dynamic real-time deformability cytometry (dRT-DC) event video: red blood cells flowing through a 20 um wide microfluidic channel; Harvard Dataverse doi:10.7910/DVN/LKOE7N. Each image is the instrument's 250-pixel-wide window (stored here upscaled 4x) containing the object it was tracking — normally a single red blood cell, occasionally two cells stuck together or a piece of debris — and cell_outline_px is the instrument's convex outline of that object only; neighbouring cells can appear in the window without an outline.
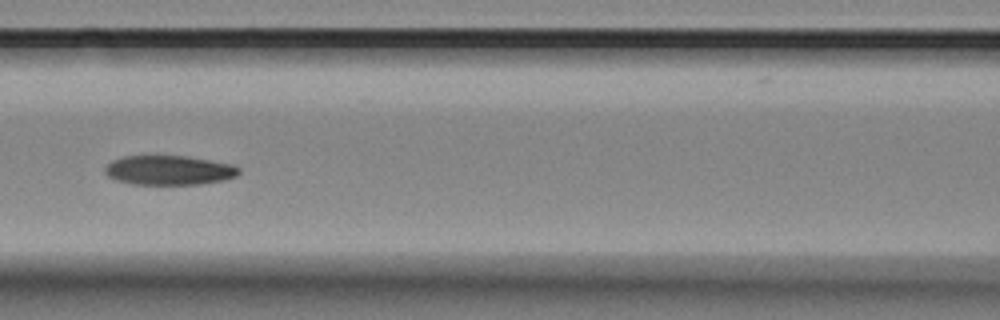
{"species": "Egyptian fruit bat (a non-hibernating species)", "species_latin": "Rousettus aegyptiacus", "temperature_condition": "room temperature", "stored_images_in_passage": 14, "segment_of_instrument_passage": [1, 2], "camera_frame_rate_fps": 3000, "um_per_image_px": 0.085, "animal": {"sex": "female"}, "frame": {"image": 1, "passage_image": 6, "time_ms": 1.667, "image_size_px": [1000, 320], "cell_outline_px": [[240, 172], [236, 176], [224, 180], [200, 184], [132, 184], [116, 180], [108, 176], [104, 172], [104, 168], [112, 160], [124, 156], [184, 156], [232, 164], [240, 168]], "centroid_in_image_um": [14.35, 14.47], "position_along_channel_um": 152.2, "area_um2": 22.89}}
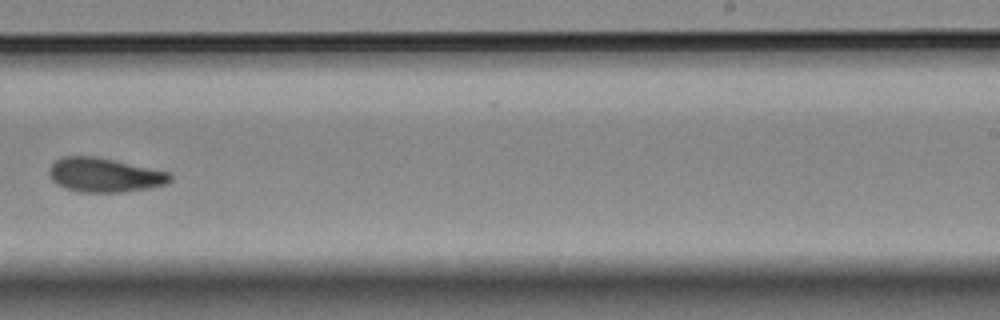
{"frame": {"image": 2, "passage_image": 9, "time_ms": 2.667, "image_size_px": [1000, 320], "cell_outline_px": [[172, 180], [168, 184], [148, 188], [124, 192], [80, 192], [64, 188], [56, 184], [52, 180], [48, 172], [48, 168], [56, 160], [64, 156], [96, 156], [168, 172], [172, 176]], "centroid_in_image_um": [8.86, 14.88], "position_along_channel_um": 280.1, "area_um2": 24.16}}
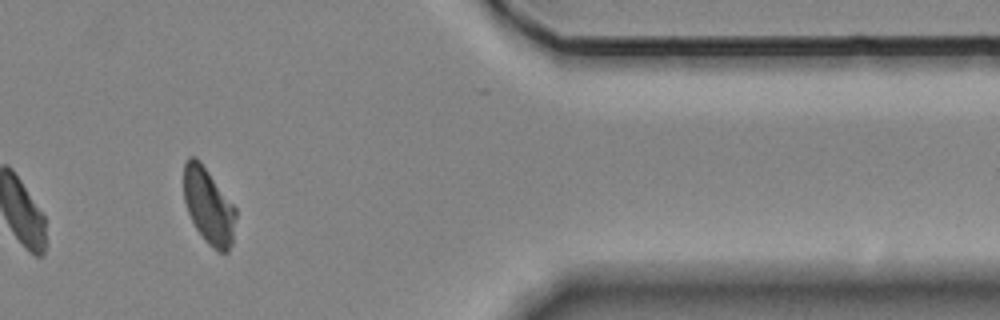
{"frame": {"image": 3, "passage_image": 12, "time_ms": 3.667, "image_size_px": [1000, 320], "cell_outline_px": [[236, 216], [232, 244], [228, 252], [220, 252], [212, 248], [204, 240], [196, 228], [188, 212], [184, 200], [184, 164], [188, 156], [196, 156], [200, 160], [236, 208]], "centroid_in_image_um": [17.73, 17.51], "position_along_channel_um": 393.7, "area_um2": 23.06}}